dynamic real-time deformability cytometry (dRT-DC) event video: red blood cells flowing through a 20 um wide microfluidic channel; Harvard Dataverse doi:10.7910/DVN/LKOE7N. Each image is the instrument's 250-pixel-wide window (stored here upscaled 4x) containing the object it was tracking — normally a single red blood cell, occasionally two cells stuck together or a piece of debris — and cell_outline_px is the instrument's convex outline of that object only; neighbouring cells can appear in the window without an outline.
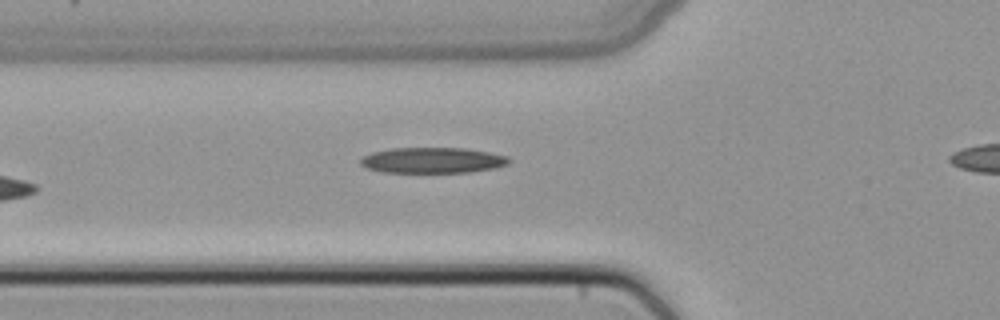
{"species": "common noctule bat (a hibernating species)", "species_latin": "Nyctalus noctula", "temperature_condition": "cold", "stored_images_in_passage": 6, "segment_of_instrument_passage": [1, 2], "camera_frame_rate_fps": 3000, "um_per_image_px": 0.085, "animal": {"sex": "female", "body_mass_g": 22.7, "forearm_length_mm": 54.2}, "frame": {"image": 1, "passage_image": 5, "time_ms": 1.333, "image_size_px": [1000, 320], "cell_outline_px": [[512, 160], [508, 164], [496, 168], [468, 172], [380, 172], [364, 168], [360, 164], [360, 160], [364, 156], [372, 152], [392, 148], [464, 148], [488, 152], [508, 156]], "centroid_in_image_um": [36.76, 13.63], "position_along_channel_um": 89.0, "area_um2": 22.31}}